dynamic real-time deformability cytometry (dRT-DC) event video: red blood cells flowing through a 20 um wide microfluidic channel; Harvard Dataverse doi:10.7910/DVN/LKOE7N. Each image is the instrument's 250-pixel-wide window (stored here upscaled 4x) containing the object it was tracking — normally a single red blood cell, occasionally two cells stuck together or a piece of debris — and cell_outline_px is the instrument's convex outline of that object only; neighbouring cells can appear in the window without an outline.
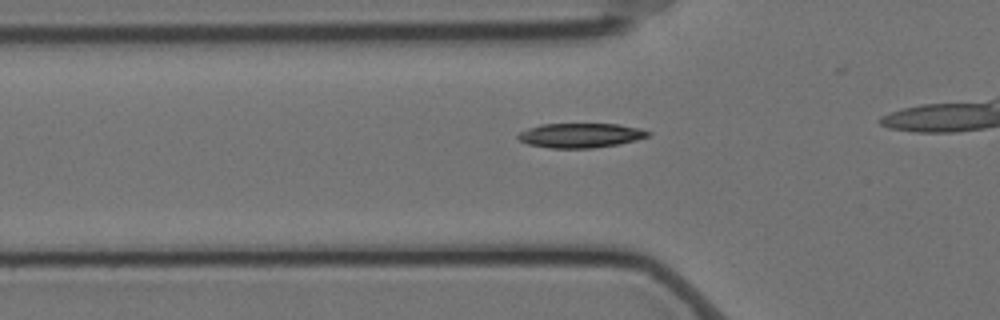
{"species": "Egyptian fruit bat (a non-hibernating species)", "species_latin": "Rousettus aegyptiacus", "temperature_condition": "cold", "stored_images_in_passage": 29, "camera_frame_rate_fps": 3000, "um_per_image_px": 0.085, "animal": {"sex": "female"}, "frame": {"image": 1, "passage_image": 2, "time_ms": 0.333, "image_size_px": [1000, 320], "cell_outline_px": [[652, 136], [620, 144], [592, 148], [552, 148], [528, 144], [520, 140], [516, 136], [520, 132], [528, 128], [540, 124], [616, 124], [640, 128], [652, 132]], "centroid_in_image_um": [49.39, 11.51], "position_along_channel_um": 76.4, "area_um2": 18.67}}
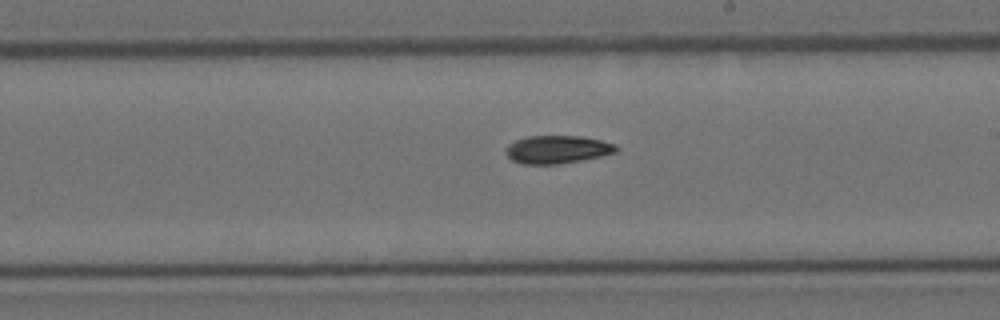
{"frame": {"image": 2, "passage_image": 16, "time_ms": 5.0, "image_size_px": [1000, 320], "cell_outline_px": [[616, 152], [600, 156], [580, 160], [556, 164], [520, 164], [512, 160], [504, 152], [508, 144], [516, 140], [528, 136], [580, 136], [600, 140], [616, 144]], "centroid_in_image_um": [47.32, 12.7], "position_along_channel_um": 241.7, "area_um2": 17.86}}
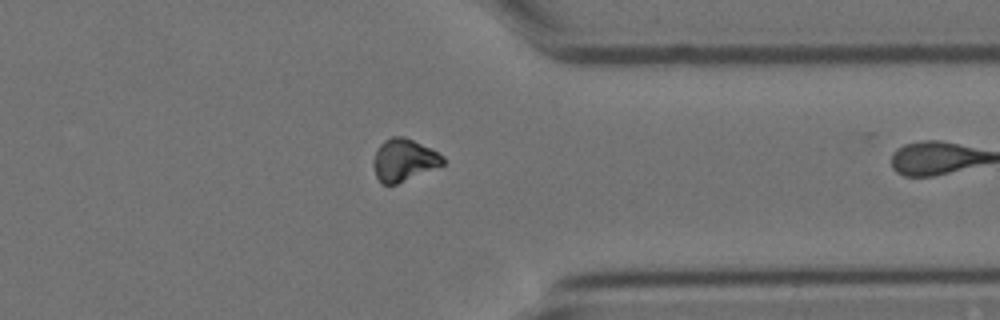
{"frame": {"image": 3, "passage_image": 28, "time_ms": 9.0, "image_size_px": [1000, 320], "cell_outline_px": [[444, 164], [396, 184], [380, 184], [376, 176], [372, 164], [376, 152], [380, 144], [384, 140], [392, 136], [404, 136], [444, 156]], "centroid_in_image_um": [34.28, 13.61], "position_along_channel_um": 377.1, "area_um2": 16.82}}